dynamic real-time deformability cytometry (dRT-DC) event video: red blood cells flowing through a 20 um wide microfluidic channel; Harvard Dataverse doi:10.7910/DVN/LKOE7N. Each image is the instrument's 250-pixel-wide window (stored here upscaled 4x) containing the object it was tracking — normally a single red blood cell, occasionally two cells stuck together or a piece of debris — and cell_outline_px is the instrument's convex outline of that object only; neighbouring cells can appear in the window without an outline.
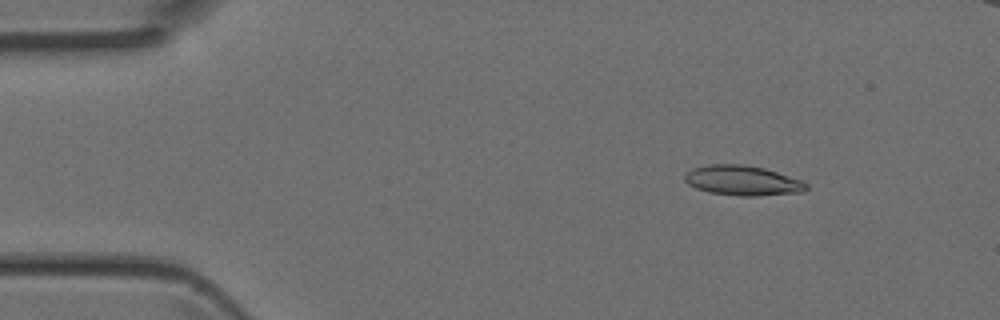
{"species": "Egyptian fruit bat (a non-hibernating species)", "species_latin": "Rousettus aegyptiacus", "temperature_condition": "room temperature", "stored_images_in_passage": 4, "camera_frame_rate_fps": 3000, "um_per_image_px": 0.085, "animal": {"sex": "female"}, "frame": {"image": 1, "passage_image": 1, "time_ms": 0.0, "image_size_px": [1000, 320], "cell_outline_px": [[808, 188], [804, 192], [756, 196], [740, 196], [712, 192], [696, 188], [688, 184], [684, 180], [684, 176], [692, 168], [708, 164], [744, 164], [764, 168], [800, 180], [808, 184]], "centroid_in_image_um": [63.12, 15.34], "position_along_channel_um": 21.9, "area_um2": 21.1}}